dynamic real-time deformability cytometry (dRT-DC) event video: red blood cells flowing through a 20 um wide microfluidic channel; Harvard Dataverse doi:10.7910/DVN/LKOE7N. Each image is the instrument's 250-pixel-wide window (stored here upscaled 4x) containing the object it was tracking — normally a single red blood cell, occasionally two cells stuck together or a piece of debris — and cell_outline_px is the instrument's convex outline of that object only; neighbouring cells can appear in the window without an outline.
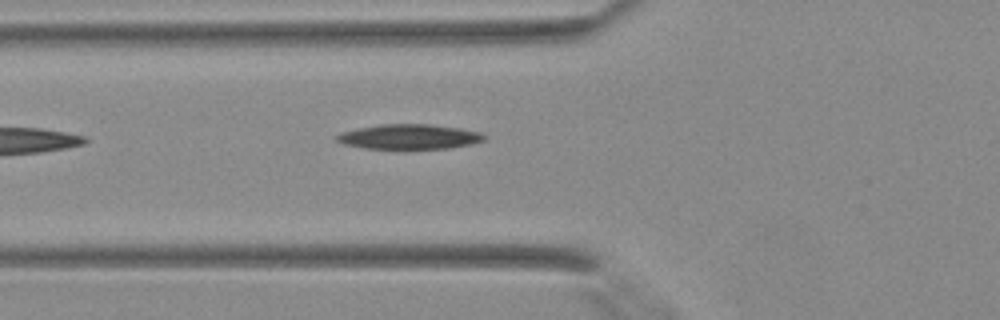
{"species": "Egyptian fruit bat (a non-hibernating species)", "species_latin": "Rousettus aegyptiacus", "temperature_condition": "warm", "stored_images_in_passage": 32, "segment_of_instrument_passage": [1, 2], "camera_frame_rate_fps": 3000, "um_per_image_px": 0.085, "animal": {"sex": "female"}, "frame": {"image": 1, "passage_image": 4, "time_ms": 1.0, "image_size_px": [1000, 320], "cell_outline_px": [[488, 136], [484, 140], [468, 144], [448, 148], [364, 148], [344, 144], [336, 140], [336, 136], [340, 132], [380, 124], [428, 124], [460, 128], [480, 132]], "centroid_in_image_um": [34.78, 11.61], "position_along_channel_um": 91.0, "area_um2": 21.1}}
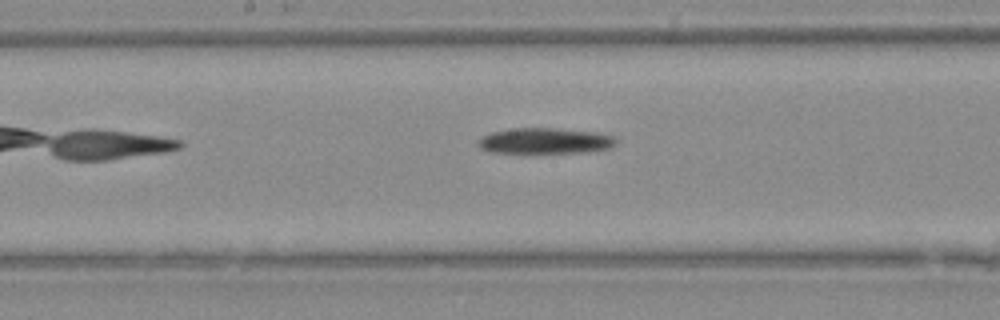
{"frame": {"image": 2, "passage_image": 11, "time_ms": 3.333, "image_size_px": [1000, 320], "cell_outline_px": [[616, 144], [612, 148], [580, 152], [492, 152], [480, 148], [476, 144], [484, 136], [492, 132], [512, 128], [556, 128], [596, 132], [612, 136], [616, 140]], "centroid_in_image_um": [46.34, 11.96], "position_along_channel_um": 201.9, "area_um2": 20.4}}
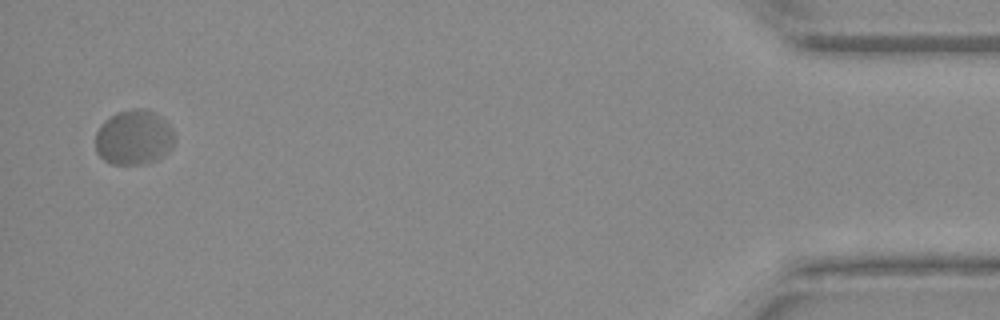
{"frame": {"image": 3, "passage_image": 30, "time_ms": 9.667, "image_size_px": [1000, 320], "cell_outline_px": [[176, 140], [168, 152], [156, 160], [144, 164], [112, 164], [104, 160], [96, 152], [96, 132], [100, 124], [104, 120], [116, 112], [136, 108], [144, 108], [160, 116], [172, 128]], "centroid_in_image_um": [11.38, 11.68], "position_along_channel_um": 423.8, "area_um2": 25.49}}